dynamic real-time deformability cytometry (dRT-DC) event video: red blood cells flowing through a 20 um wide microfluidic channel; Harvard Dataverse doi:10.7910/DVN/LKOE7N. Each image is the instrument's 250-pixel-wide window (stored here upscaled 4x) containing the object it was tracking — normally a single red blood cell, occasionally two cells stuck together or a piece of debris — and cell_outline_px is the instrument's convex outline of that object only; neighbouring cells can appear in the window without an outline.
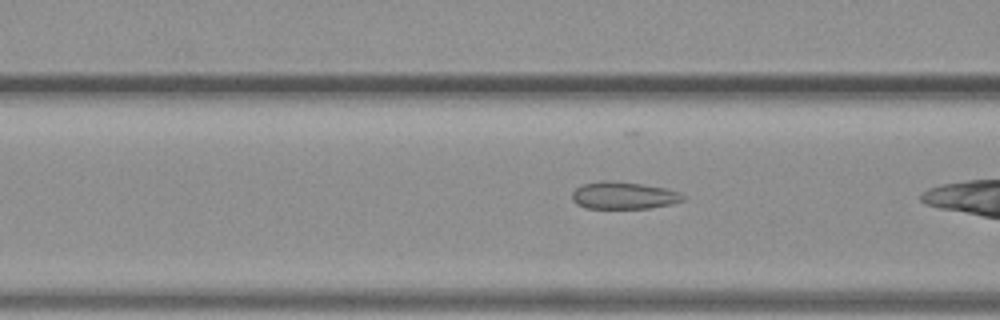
{"species": "common noctule bat (a hibernating species)", "species_latin": "Nyctalus noctula", "temperature_condition": "warm", "stored_images_in_passage": 7, "camera_frame_rate_fps": 3000, "um_per_image_px": 0.085, "animal": {"sex": "female", "body_mass_g": 19.3, "forearm_length_mm": 54.1}, "frame": {"image": 1, "passage_image": 6, "time_ms": 1.667, "image_size_px": [1000, 320], "cell_outline_px": [[688, 196], [684, 200], [672, 204], [652, 208], [584, 208], [576, 204], [572, 200], [572, 192], [576, 188], [584, 184], [600, 180], [608, 180], [644, 184], [664, 188], [680, 192]], "centroid_in_image_um": [53.03, 16.61], "position_along_channel_um": 113.6, "area_um2": 17.86}}